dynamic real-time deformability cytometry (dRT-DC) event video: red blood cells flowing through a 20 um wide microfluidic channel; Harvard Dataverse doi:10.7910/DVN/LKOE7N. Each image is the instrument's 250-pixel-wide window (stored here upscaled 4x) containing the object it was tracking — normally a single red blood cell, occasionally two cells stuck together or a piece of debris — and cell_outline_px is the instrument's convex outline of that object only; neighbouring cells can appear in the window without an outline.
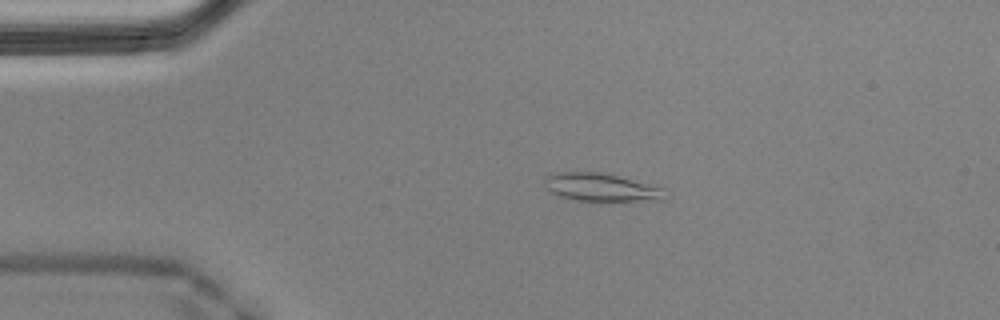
{"species": "Egyptian fruit bat (a non-hibernating species)", "species_latin": "Rousettus aegyptiacus", "temperature_condition": "cold", "stored_images_in_passage": 56, "camera_frame_rate_fps": 3000, "um_per_image_px": 0.085, "animal": {"sex": "male"}, "frame": {"image": 1, "passage_image": 11, "time_ms": 3.333, "image_size_px": [1000, 320], "cell_outline_px": [[668, 200], [576, 200], [560, 196], [544, 188], [544, 180], [548, 176], [556, 172], [600, 172], [664, 188]], "centroid_in_image_um": [51.09, 15.92], "position_along_channel_um": 33.9, "area_um2": 19.31}}
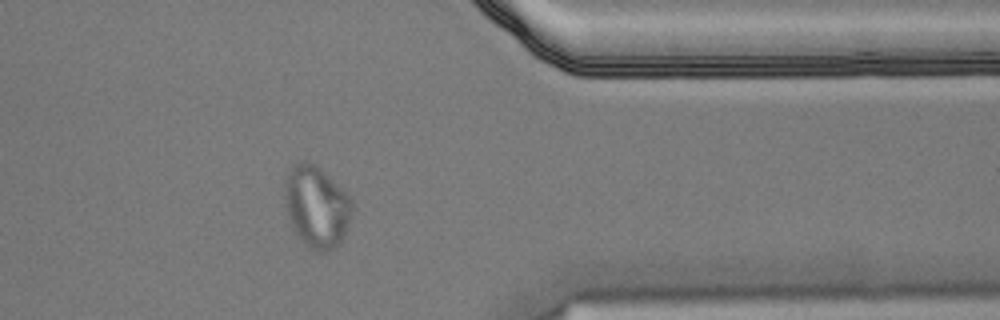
{"frame": {"image": 2, "passage_image": 45, "time_ms": 14.667, "image_size_px": [1000, 320], "cell_outline_px": [[352, 212], [344, 240], [340, 244], [324, 252], [316, 252], [304, 244], [296, 232], [292, 224], [284, 204], [284, 180], [292, 164], [296, 160], [308, 160], [316, 164], [352, 200]], "centroid_in_image_um": [26.88, 17.55], "position_along_channel_um": 384.5, "area_um2": 32.31}}
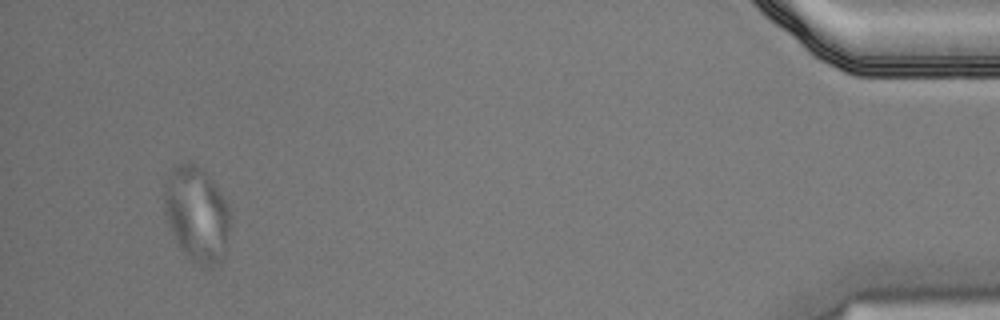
{"frame": {"image": 3, "passage_image": 53, "time_ms": 17.333, "image_size_px": [1000, 320], "cell_outline_px": [[232, 224], [224, 256], [220, 264], [208, 268], [196, 264], [180, 248], [176, 240], [164, 212], [164, 192], [172, 168], [180, 160], [188, 160], [196, 164], [212, 180], [228, 204]], "centroid_in_image_um": [16.76, 18.21], "position_along_channel_um": 418.4, "area_um2": 36.99}}